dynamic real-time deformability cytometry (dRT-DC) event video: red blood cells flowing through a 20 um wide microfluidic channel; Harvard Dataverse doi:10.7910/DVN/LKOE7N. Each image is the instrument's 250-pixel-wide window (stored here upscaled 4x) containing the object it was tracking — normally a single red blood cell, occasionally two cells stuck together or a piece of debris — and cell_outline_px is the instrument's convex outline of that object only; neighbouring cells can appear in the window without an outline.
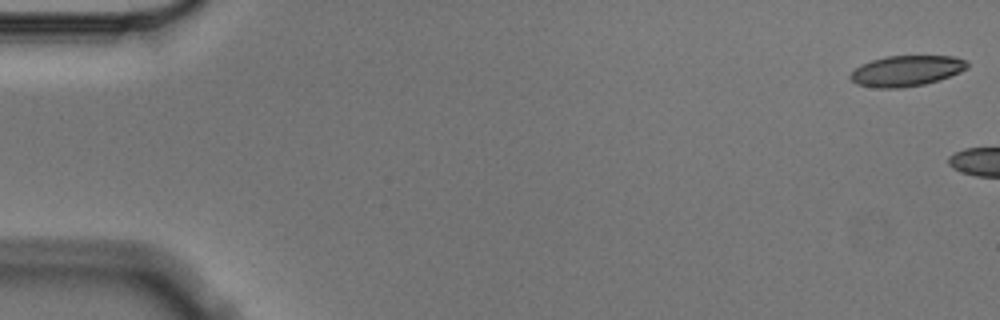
{"species": "Egyptian fruit bat (a non-hibernating species)", "species_latin": "Rousettus aegyptiacus", "temperature_condition": "cold", "stored_images_in_passage": 3, "camera_frame_rate_fps": 3000, "um_per_image_px": 0.085, "animal": {"sex": "male"}, "frame": {"image": 1, "passage_image": 1, "time_ms": 0.0, "image_size_px": [1000, 320], "cell_outline_px": [[968, 68], [960, 72], [924, 84], [904, 88], [876, 88], [856, 84], [848, 76], [860, 64], [884, 56], [956, 56], [968, 60]], "centroid_in_image_um": [77.04, 6.01], "position_along_channel_um": 8.0, "area_um2": 20.98}}